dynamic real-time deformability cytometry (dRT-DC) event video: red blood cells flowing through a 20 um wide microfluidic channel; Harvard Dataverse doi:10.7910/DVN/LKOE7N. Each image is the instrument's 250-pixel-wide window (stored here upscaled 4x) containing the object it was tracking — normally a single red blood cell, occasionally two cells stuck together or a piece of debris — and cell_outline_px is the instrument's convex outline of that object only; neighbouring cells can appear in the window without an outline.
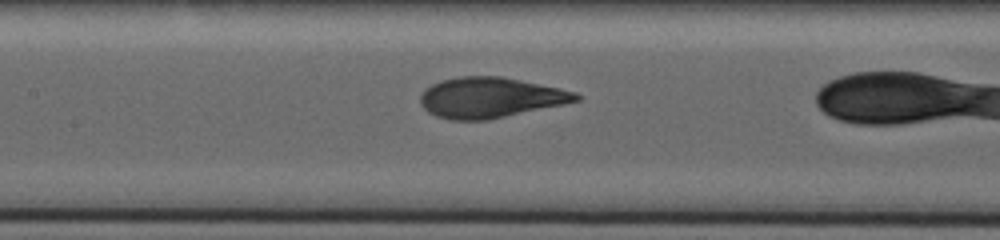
{"species": "human", "species_latin": "Homo sapiens", "temperature_condition": "warm", "stored_images_in_passage": 69, "camera_frame_rate_fps": 3000, "um_per_image_px": 0.085, "donor": {"sex": "male"}, "frame": {"image": 1, "passage_image": 45, "time_ms": 18.333, "image_size_px": [1000, 240], "cell_outline_px": [[580, 100], [564, 104], [488, 120], [448, 120], [436, 116], [428, 112], [420, 104], [420, 92], [424, 88], [440, 80], [460, 76], [500, 76], [560, 88], [576, 92], [580, 96]], "centroid_in_image_um": [41.63, 8.3], "position_along_channel_um": 165.8, "area_um2": 36.82}}
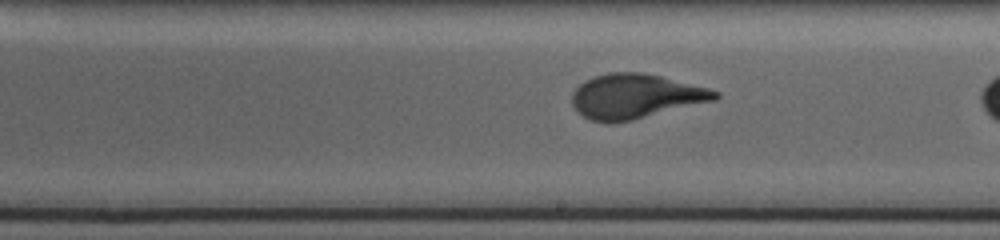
{"frame": {"image": 2, "passage_image": 57, "time_ms": 22.0, "image_size_px": [1000, 240], "cell_outline_px": [[720, 96], [716, 100], [632, 120], [612, 124], [608, 124], [592, 120], [576, 112], [572, 104], [572, 92], [584, 80], [592, 76], [608, 72], [644, 72], [708, 88], [720, 92]], "centroid_in_image_um": [53.98, 8.19], "position_along_channel_um": 235.0, "area_um2": 37.4}}
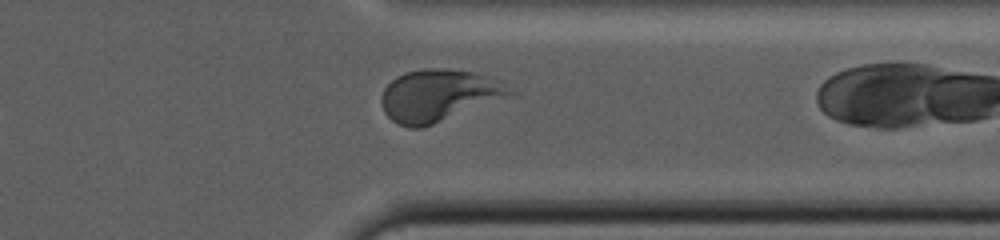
{"frame": {"image": 3, "passage_image": 68, "time_ms": 29.333, "image_size_px": [1000, 240], "cell_outline_px": [[520, 96], [420, 128], [408, 128], [396, 124], [384, 112], [380, 100], [380, 96], [384, 88], [396, 76], [404, 72], [424, 68], [448, 68], [472, 72], [520, 92]], "centroid_in_image_um": [37.34, 8.14], "position_along_channel_um": 374.1, "area_um2": 39.71}}